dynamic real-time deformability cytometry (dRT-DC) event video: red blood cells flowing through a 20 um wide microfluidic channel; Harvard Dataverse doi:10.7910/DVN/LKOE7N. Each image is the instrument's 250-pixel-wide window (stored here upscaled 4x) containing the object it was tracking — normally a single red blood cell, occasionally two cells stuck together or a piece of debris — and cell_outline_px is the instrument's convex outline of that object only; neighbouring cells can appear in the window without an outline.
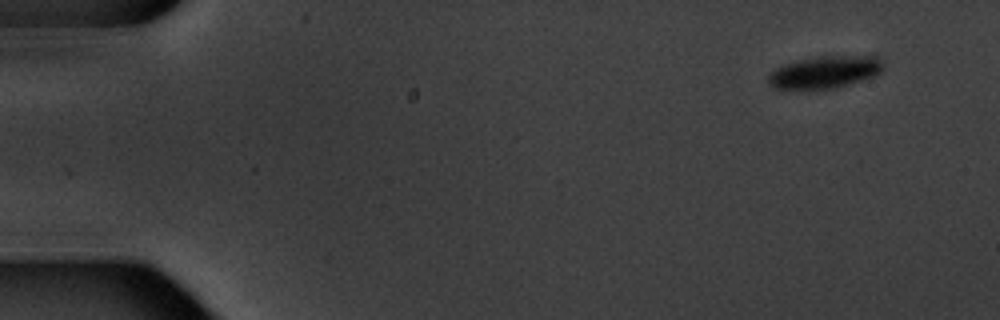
{"species": "common noctule bat (a hibernating species)", "species_latin": "Nyctalus noctula", "temperature_condition": "warm", "stored_images_in_passage": 5, "camera_frame_rate_fps": 3000, "um_per_image_px": 0.085, "animal": {"sex": "male", "body_mass_g": 20.1, "forearm_length_mm": 53.5}, "frame": {"image": 1, "passage_image": 1, "time_ms": 0.0, "image_size_px": [1000, 320], "cell_outline_px": [[880, 72], [872, 76], [832, 88], [772, 88], [768, 84], [768, 76], [776, 68], [784, 64], [800, 60], [820, 56], [880, 56]], "centroid_in_image_um": [70.05, 6.11], "position_along_channel_um": 14.9, "area_um2": 20.81}}